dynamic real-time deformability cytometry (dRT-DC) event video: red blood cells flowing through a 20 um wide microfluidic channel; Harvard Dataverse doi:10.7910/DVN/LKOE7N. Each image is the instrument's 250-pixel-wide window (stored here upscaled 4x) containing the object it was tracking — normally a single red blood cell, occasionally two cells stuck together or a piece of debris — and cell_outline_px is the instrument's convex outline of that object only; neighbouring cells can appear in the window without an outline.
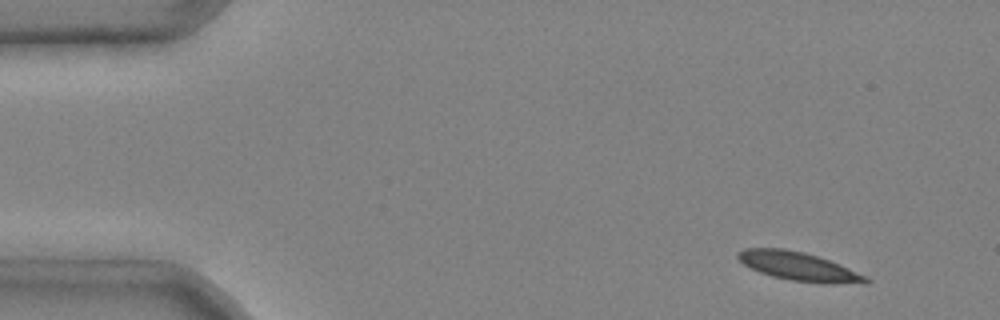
{"species": "common noctule bat (a hibernating species)", "species_latin": "Nyctalus noctula", "temperature_condition": "cold", "stored_images_in_passage": 6, "camera_frame_rate_fps": 3000, "um_per_image_px": 0.085, "animal": {"sex": "male", "body_mass_g": 20.4}, "frame": {"image": 1, "passage_image": 1, "time_ms": 0.0, "image_size_px": [1000, 320], "cell_outline_px": [[872, 280], [868, 284], [832, 284], [792, 280], [772, 276], [760, 272], [744, 264], [736, 256], [736, 252], [744, 248], [784, 248], [804, 252], [840, 264], [868, 276]], "centroid_in_image_um": [67.96, 22.65], "position_along_channel_um": 17.0, "area_um2": 21.44}}
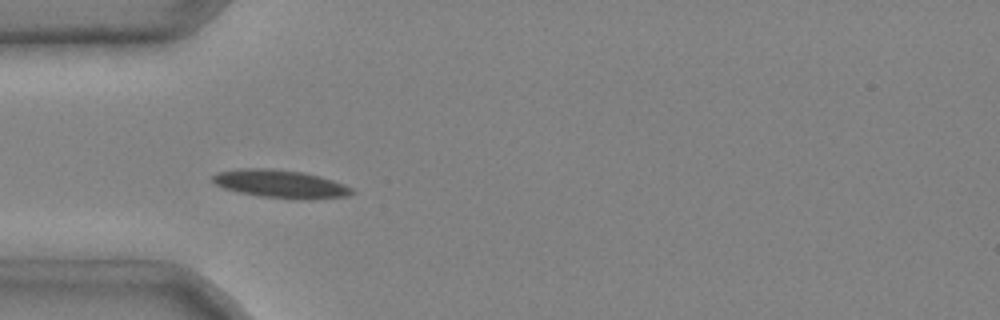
{"frame": {"image": 2, "passage_image": 4, "time_ms": 1.0, "image_size_px": [1000, 320], "cell_outline_px": [[356, 192], [348, 196], [312, 200], [296, 200], [260, 196], [240, 192], [224, 188], [216, 184], [212, 180], [212, 176], [216, 172], [244, 168], [268, 168], [304, 172], [320, 176], [344, 184], [352, 188]], "centroid_in_image_um": [23.89, 15.64], "position_along_channel_um": 61.1, "area_um2": 23.0}}
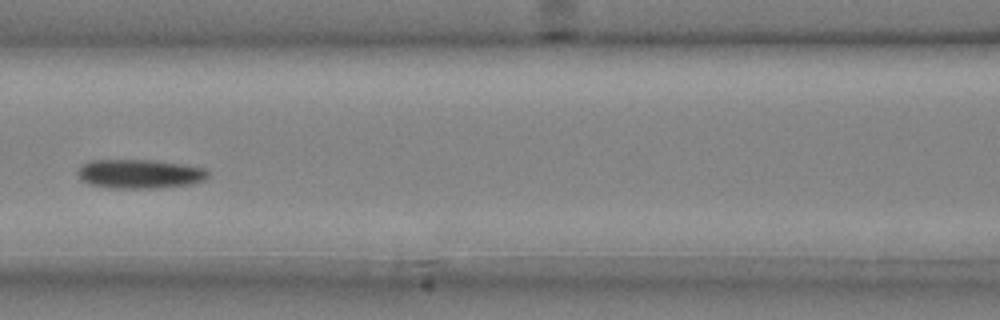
{"frame": {"image": 3, "passage_image": 6, "time_ms": 1.667, "image_size_px": [1000, 320], "cell_outline_px": [[208, 176], [204, 180], [192, 184], [156, 188], [108, 188], [88, 184], [80, 180], [76, 172], [88, 160], [152, 160], [184, 164], [204, 168], [208, 172]], "centroid_in_image_um": [11.85, 14.78], "position_along_channel_um": 154.8, "area_um2": 22.25}}